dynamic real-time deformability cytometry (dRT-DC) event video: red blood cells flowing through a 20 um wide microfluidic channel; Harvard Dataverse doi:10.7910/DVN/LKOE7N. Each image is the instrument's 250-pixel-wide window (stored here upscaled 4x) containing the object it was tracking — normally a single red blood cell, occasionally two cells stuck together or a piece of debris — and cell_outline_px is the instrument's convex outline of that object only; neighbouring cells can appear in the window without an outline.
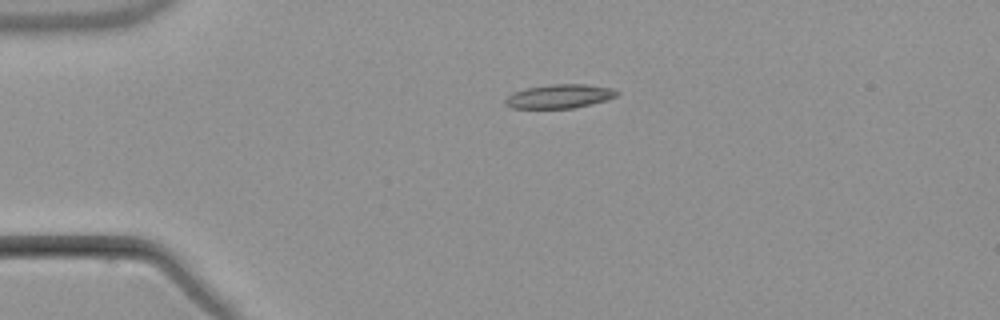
{"species": "common noctule bat (a hibernating species)", "species_latin": "Nyctalus noctula", "temperature_condition": "warm", "stored_images_in_passage": 2, "camera_frame_rate_fps": 3000, "um_per_image_px": 0.085, "animal": {"sex": "male", "body_mass_g": 21.5, "forearm_length_mm": 52.0}, "frame": {"image": 1, "passage_image": 1, "time_ms": 0.0, "image_size_px": [1000, 320], "cell_outline_px": [[620, 92], [616, 96], [608, 100], [576, 108], [512, 108], [504, 104], [504, 100], [512, 92], [524, 88], [548, 84], [588, 84], [612, 88]], "centroid_in_image_um": [47.55, 8.18], "position_along_channel_um": 37.4, "area_um2": 15.84}}